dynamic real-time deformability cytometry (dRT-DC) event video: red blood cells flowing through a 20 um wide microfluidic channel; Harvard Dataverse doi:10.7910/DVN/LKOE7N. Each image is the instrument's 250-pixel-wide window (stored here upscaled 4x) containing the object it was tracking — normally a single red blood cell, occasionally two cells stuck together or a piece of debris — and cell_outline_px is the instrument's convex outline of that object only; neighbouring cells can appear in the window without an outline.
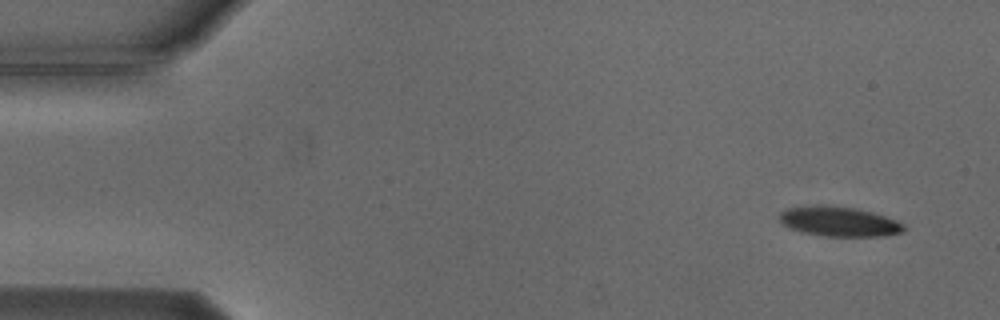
{"species": "Egyptian fruit bat (a non-hibernating species)", "species_latin": "Rousettus aegyptiacus", "temperature_condition": "cold", "stored_images_in_passage": 2, "segment_of_instrument_passage": [2, 2], "camera_frame_rate_fps": 3000, "um_per_image_px": 0.085, "animal": {"sex": "male"}, "frame": {"image": 1, "passage_image": 2, "time_ms": 1.333, "image_size_px": [1000, 320], "cell_outline_px": [[908, 228], [904, 232], [884, 236], [824, 236], [804, 232], [792, 228], [784, 224], [780, 220], [780, 212], [788, 208], [820, 204], [856, 208], [872, 212], [896, 220], [904, 224]], "centroid_in_image_um": [71.38, 18.82], "position_along_channel_um": 13.6, "area_um2": 21.56}}